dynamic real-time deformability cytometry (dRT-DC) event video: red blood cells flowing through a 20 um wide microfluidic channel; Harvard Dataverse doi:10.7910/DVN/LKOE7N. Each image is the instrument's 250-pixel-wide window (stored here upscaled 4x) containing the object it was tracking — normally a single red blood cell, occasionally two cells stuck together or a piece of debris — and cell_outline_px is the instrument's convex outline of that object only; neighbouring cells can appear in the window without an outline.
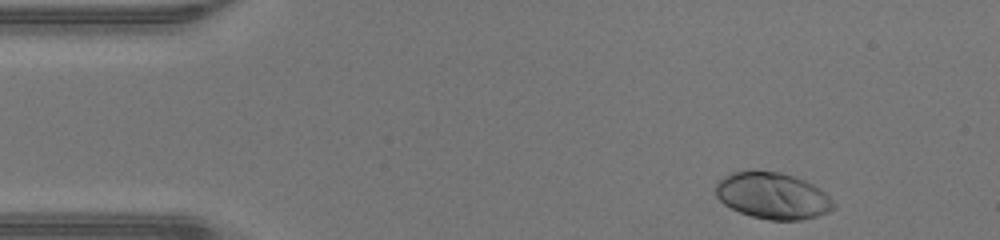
{"species": "human", "species_latin": "Homo sapiens", "temperature_condition": "warm", "stored_images_in_passage": 43, "camera_frame_rate_fps": 3000, "um_per_image_px": 0.085, "donor": {"sex": "male"}, "frame": {"image": 1, "passage_image": 2, "time_ms": 0.333, "image_size_px": [1000, 240], "cell_outline_px": [[836, 208], [828, 212], [816, 216], [800, 220], [768, 220], [752, 216], [740, 212], [724, 204], [716, 196], [716, 184], [724, 176], [732, 172], [780, 172], [804, 180], [820, 188], [836, 204]], "centroid_in_image_um": [65.7, 16.66], "position_along_channel_um": 19.3, "area_um2": 31.56}}
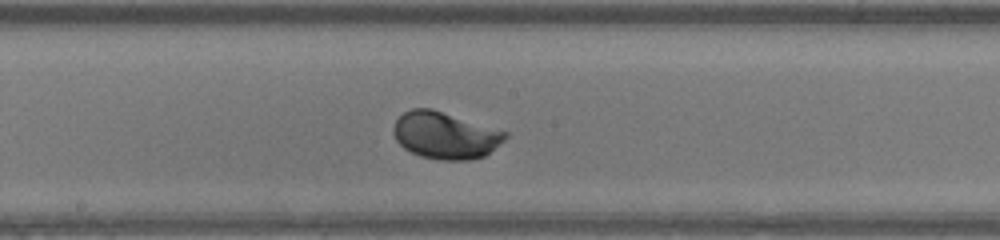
{"frame": {"image": 2, "passage_image": 21, "time_ms": 6.667, "image_size_px": [1000, 240], "cell_outline_px": [[508, 136], [504, 140], [484, 156], [468, 160], [440, 160], [420, 156], [404, 148], [396, 140], [392, 132], [392, 128], [396, 120], [404, 112], [412, 108], [432, 108], [508, 132]], "centroid_in_image_um": [37.82, 11.5], "position_along_channel_um": 210.4, "area_um2": 30.52}}
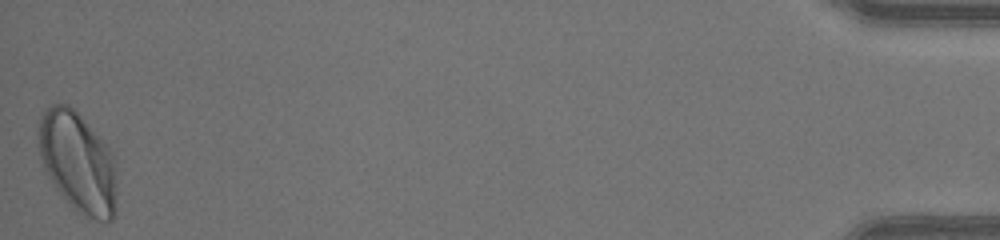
{"frame": {"image": 3, "passage_image": 43, "time_ms": 14.0, "image_size_px": [1000, 240], "cell_outline_px": [[116, 208], [112, 220], [108, 224], [104, 224], [72, 208], [60, 192], [44, 168], [40, 156], [36, 132], [40, 116], [52, 104], [68, 104], [100, 136], [112, 152], [116, 164]], "centroid_in_image_um": [6.64, 13.8], "position_along_channel_um": 428.6, "area_um2": 46.07}, "authors_computed_cell_mechanics": {"area_um2": 30.2294, "velocity_mm_per_s": 4.4173, "shape_relaxation_time_tau1_ms": 1.2319, "shape_relaxation_time_tau2_ms": null, "deformation_change_tau1": 0.1182, "deformation_change_tau2": null}}